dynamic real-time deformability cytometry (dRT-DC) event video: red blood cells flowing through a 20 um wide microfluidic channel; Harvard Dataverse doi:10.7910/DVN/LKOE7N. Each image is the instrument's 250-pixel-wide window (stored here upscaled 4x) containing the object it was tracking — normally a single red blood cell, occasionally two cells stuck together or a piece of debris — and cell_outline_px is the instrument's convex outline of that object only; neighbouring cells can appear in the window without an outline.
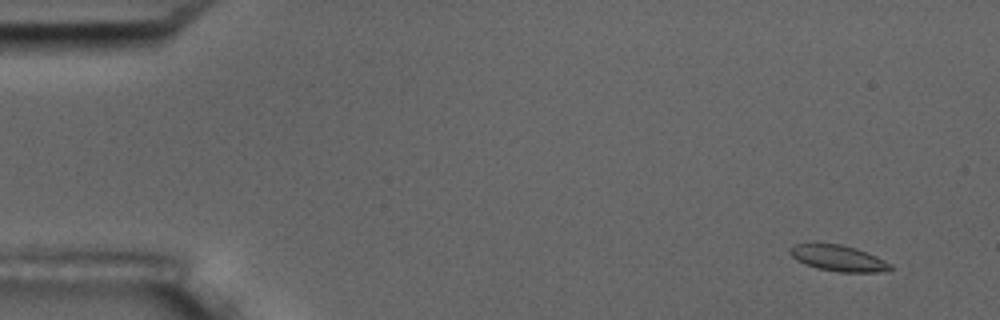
{"species": "common noctule bat (a hibernating species)", "species_latin": "Nyctalus noctula", "temperature_condition": "room temperature", "stored_images_in_passage": 6, "camera_frame_rate_fps": 3000, "um_per_image_px": 0.085, "animal": {"sex": "male", "body_mass_g": 17.5, "forearm_length_mm": 52.3}, "frame": {"image": 1, "passage_image": 1, "time_ms": 0.0, "image_size_px": [1000, 320], "cell_outline_px": [[892, 268], [880, 272], [840, 272], [816, 268], [804, 264], [796, 260], [788, 252], [788, 248], [796, 244], [812, 240], [816, 240], [840, 244], [856, 248], [876, 256], [892, 264]], "centroid_in_image_um": [71.15, 21.89], "position_along_channel_um": 13.8, "area_um2": 15.84}}
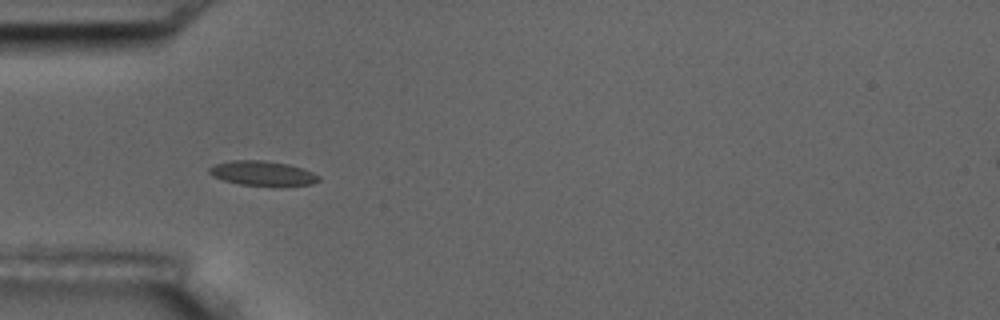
{"frame": {"image": 2, "passage_image": 5, "time_ms": 4.667, "image_size_px": [1000, 320], "cell_outline_px": [[320, 180], [312, 184], [240, 184], [224, 180], [212, 176], [208, 172], [208, 168], [216, 164], [232, 160], [264, 160], [288, 164], [312, 172], [320, 176]], "centroid_in_image_um": [22.27, 14.7], "position_along_channel_um": 62.7, "area_um2": 15.14}}